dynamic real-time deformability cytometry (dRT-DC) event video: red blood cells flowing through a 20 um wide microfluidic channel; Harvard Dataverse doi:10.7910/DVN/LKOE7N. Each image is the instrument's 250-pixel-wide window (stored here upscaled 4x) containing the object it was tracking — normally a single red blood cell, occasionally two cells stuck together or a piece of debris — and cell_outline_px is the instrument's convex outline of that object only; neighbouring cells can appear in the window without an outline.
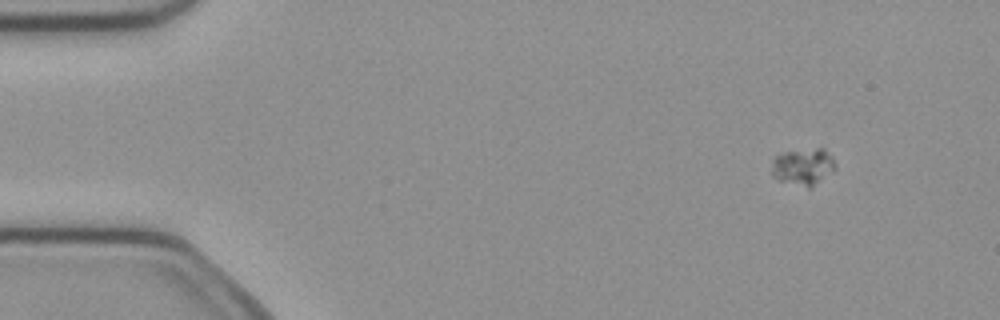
{"species": "common noctule bat (a hibernating species)", "species_latin": "Nyctalus noctula", "temperature_condition": "cold", "stored_images_in_passage": 4, "camera_frame_rate_fps": 3000, "um_per_image_px": 0.085, "animal": {"sex": "female", "body_mass_g": 21.9}, "frame": {"image": 1, "passage_image": 1, "time_ms": 0.0, "image_size_px": [1000, 320], "cell_outline_px": [[836, 168], [812, 188], [808, 188], [780, 180], [772, 176], [772, 160], [776, 156], [784, 152], [816, 148], [824, 148], [832, 156], [836, 164]], "centroid_in_image_um": [68.29, 14.17], "position_along_channel_um": 16.7, "area_um2": 13.7}}
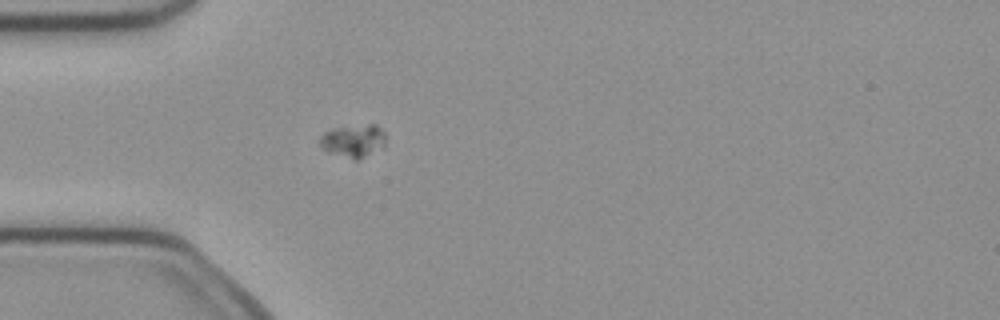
{"frame": {"image": 2, "passage_image": 4, "time_ms": 1.0, "image_size_px": [1000, 320], "cell_outline_px": [[384, 148], [356, 160], [352, 160], [328, 152], [320, 144], [320, 136], [324, 132], [336, 128], [368, 124], [376, 124], [384, 132]], "centroid_in_image_um": [30.05, 11.98], "position_along_channel_um": 54.9, "area_um2": 12.54}}